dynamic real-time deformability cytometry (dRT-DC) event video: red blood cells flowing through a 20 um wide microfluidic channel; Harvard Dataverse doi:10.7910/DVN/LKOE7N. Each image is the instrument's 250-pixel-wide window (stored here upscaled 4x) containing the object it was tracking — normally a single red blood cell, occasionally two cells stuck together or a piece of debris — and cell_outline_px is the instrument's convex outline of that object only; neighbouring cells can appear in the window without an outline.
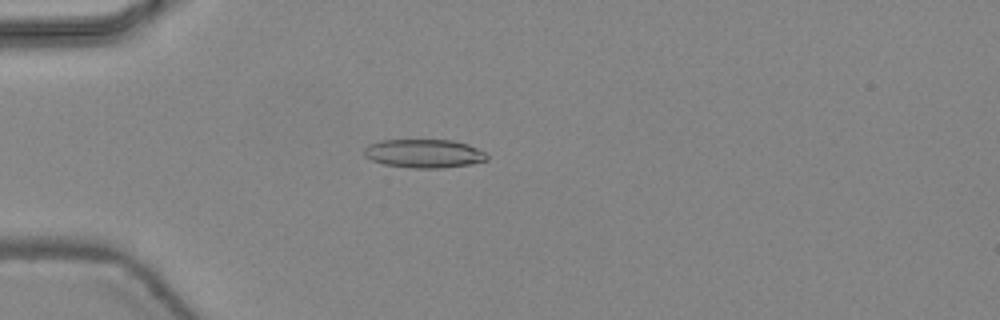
{"species": "common noctule bat (a hibernating species)", "species_latin": "Nyctalus noctula", "temperature_condition": "warm", "stored_images_in_passage": 47, "camera_frame_rate_fps": 3000, "um_per_image_px": 0.085, "animal": {"sex": "female", "body_mass_g": 24.6, "forearm_length_mm": 56.2}, "frame": {"image": 1, "passage_image": 14, "time_ms": 4.333, "image_size_px": [1000, 320], "cell_outline_px": [[488, 160], [472, 164], [440, 168], [412, 168], [384, 164], [372, 160], [364, 156], [364, 148], [368, 144], [380, 140], [452, 140], [468, 144], [488, 152]], "centroid_in_image_um": [36.07, 13.04], "position_along_channel_um": 48.9, "area_um2": 20.69}}
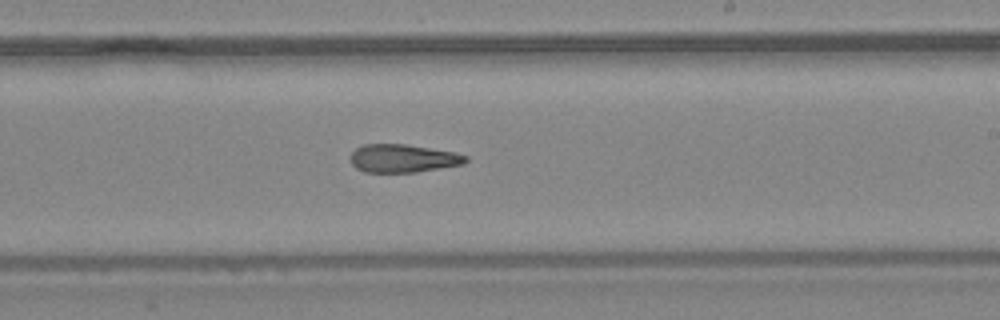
{"frame": {"image": 2, "passage_image": 29, "time_ms": 9.333, "image_size_px": [1000, 320], "cell_outline_px": [[468, 160], [464, 164], [416, 172], [364, 172], [356, 168], [352, 164], [348, 156], [356, 148], [364, 144], [404, 144], [456, 152], [468, 156]], "centroid_in_image_um": [34.24, 13.46], "position_along_channel_um": 254.8, "area_um2": 19.02}}
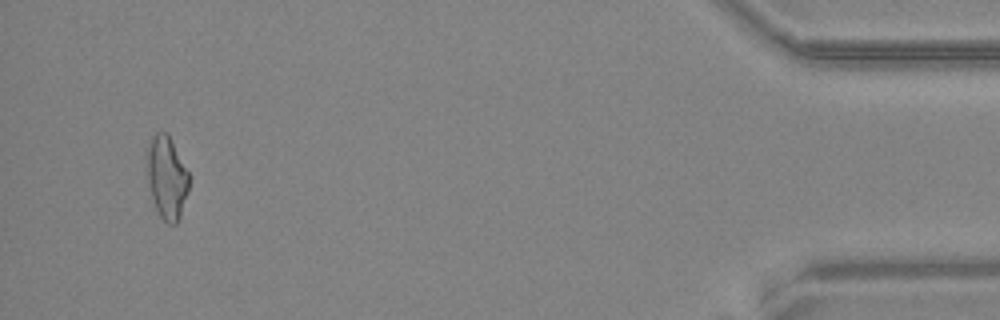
{"frame": {"image": 3, "passage_image": 45, "time_ms": 14.667, "image_size_px": [1000, 320], "cell_outline_px": [[188, 192], [180, 216], [176, 224], [168, 224], [160, 216], [156, 208], [152, 196], [148, 180], [144, 156], [148, 144], [152, 136], [156, 132], [168, 132], [188, 172]], "centroid_in_image_um": [14.14, 15.04], "position_along_channel_um": 421.1, "area_um2": 20.4}, "authors_computed_cell_mechanics": {"area_um2": 20.2878, "velocity_mm_per_s": 4.493, "shape_relaxation_time_tau1_ms": null, "shape_relaxation_time_tau2_ms": 4.664, "deformation_change_tau1": null, "deformation_change_tau2": 0.1667}}